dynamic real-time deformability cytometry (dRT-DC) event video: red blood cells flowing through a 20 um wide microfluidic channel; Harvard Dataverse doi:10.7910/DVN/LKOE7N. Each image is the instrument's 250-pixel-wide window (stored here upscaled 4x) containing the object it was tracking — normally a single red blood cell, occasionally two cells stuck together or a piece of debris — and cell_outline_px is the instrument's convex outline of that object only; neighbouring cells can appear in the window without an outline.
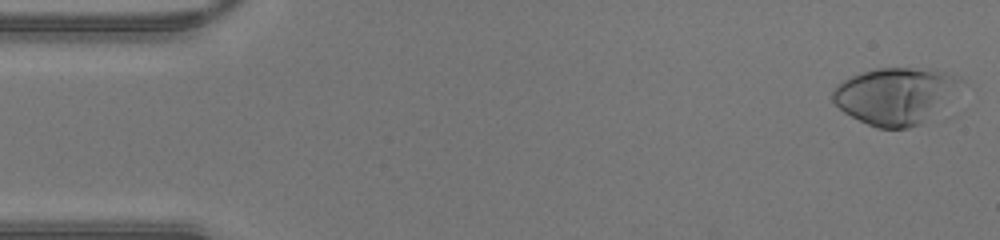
{"species": "human", "species_latin": "Homo sapiens", "temperature_condition": "warm", "stored_images_in_passage": 45, "camera_frame_rate_fps": 3000, "um_per_image_px": 0.085, "donor": {"sex": "male"}, "frame": {"image": 1, "passage_image": 1, "time_ms": 0.0, "image_size_px": [1000, 240], "cell_outline_px": [[964, 80], [920, 124], [908, 128], [876, 128], [844, 112], [832, 100], [832, 92], [836, 84], [852, 76], [876, 68], [928, 68], [948, 72], [960, 76]], "centroid_in_image_um": [76.03, 8.11], "position_along_channel_um": 9.0, "area_um2": 41.27}}
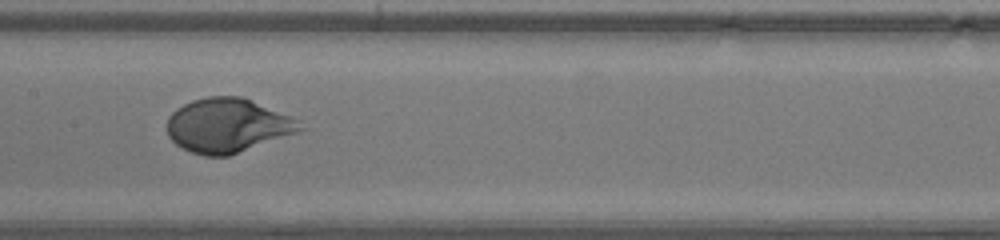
{"frame": {"image": 2, "passage_image": 22, "time_ms": 7.0, "image_size_px": [1000, 240], "cell_outline_px": [[308, 128], [228, 156], [204, 156], [192, 152], [176, 144], [168, 136], [168, 116], [176, 108], [192, 100], [208, 96], [240, 96], [300, 120]], "centroid_in_image_um": [19.34, 10.66], "position_along_channel_um": 188.1, "area_um2": 41.67}}
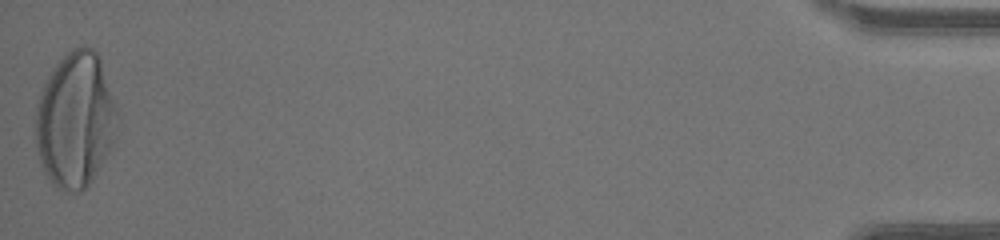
{"frame": {"image": 3, "passage_image": 45, "time_ms": 14.667, "image_size_px": [1000, 240], "cell_outline_px": [[120, 116], [112, 144], [108, 152], [96, 172], [88, 184], [80, 192], [72, 196], [56, 188], [52, 184], [44, 172], [40, 164], [36, 144], [36, 108], [44, 84], [48, 76], [56, 64], [72, 48], [80, 44], [84, 44], [92, 48], [96, 52], [100, 60], [120, 112]], "centroid_in_image_um": [6.41, 10.22], "position_along_channel_um": 428.8, "area_um2": 64.91}}